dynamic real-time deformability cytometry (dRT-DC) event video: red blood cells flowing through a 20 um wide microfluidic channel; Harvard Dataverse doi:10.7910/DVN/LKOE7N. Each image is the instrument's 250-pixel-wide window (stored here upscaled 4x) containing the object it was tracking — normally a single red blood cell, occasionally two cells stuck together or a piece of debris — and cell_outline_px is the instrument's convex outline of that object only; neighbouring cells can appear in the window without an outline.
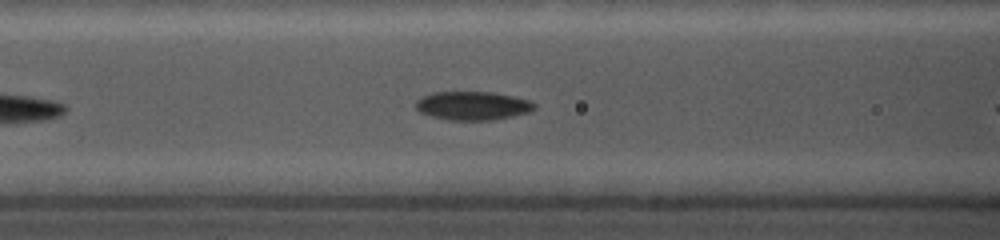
{"species": "common noctule bat (a hibernating species)", "species_latin": "Nyctalus noctula", "temperature_condition": "cold", "stored_images_in_passage": 13, "camera_frame_rate_fps": 5000, "um_per_image_px": 0.085, "animal": {"sex": "female", "body_mass_g": 19.0, "forearm_length_mm": 56.7}, "frame": {"image": 1, "passage_image": 11, "time_ms": 2.4, "image_size_px": [1000, 240], "cell_outline_px": [[536, 108], [528, 112], [512, 116], [492, 120], [448, 120], [432, 116], [420, 112], [416, 108], [416, 100], [424, 96], [436, 92], [492, 92], [512, 96], [528, 100], [536, 104]], "centroid_in_image_um": [40.18, 8.99], "position_along_channel_um": 126.4, "area_um2": 19.59}}